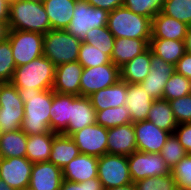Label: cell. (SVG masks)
<instances>
[{"label": "cell", "instance_id": "obj_33", "mask_svg": "<svg viewBox=\"0 0 191 190\" xmlns=\"http://www.w3.org/2000/svg\"><path fill=\"white\" fill-rule=\"evenodd\" d=\"M96 123L106 129L131 123V115L125 105L96 111Z\"/></svg>", "mask_w": 191, "mask_h": 190}, {"label": "cell", "instance_id": "obj_1", "mask_svg": "<svg viewBox=\"0 0 191 190\" xmlns=\"http://www.w3.org/2000/svg\"><path fill=\"white\" fill-rule=\"evenodd\" d=\"M24 102V118L21 129L27 135H38L51 132L50 108L53 100V89L38 90L17 88Z\"/></svg>", "mask_w": 191, "mask_h": 190}, {"label": "cell", "instance_id": "obj_29", "mask_svg": "<svg viewBox=\"0 0 191 190\" xmlns=\"http://www.w3.org/2000/svg\"><path fill=\"white\" fill-rule=\"evenodd\" d=\"M56 132L27 136L26 157L32 163L48 162Z\"/></svg>", "mask_w": 191, "mask_h": 190}, {"label": "cell", "instance_id": "obj_5", "mask_svg": "<svg viewBox=\"0 0 191 190\" xmlns=\"http://www.w3.org/2000/svg\"><path fill=\"white\" fill-rule=\"evenodd\" d=\"M81 43L66 30H50L44 34L43 55L55 66L76 62Z\"/></svg>", "mask_w": 191, "mask_h": 190}, {"label": "cell", "instance_id": "obj_8", "mask_svg": "<svg viewBox=\"0 0 191 190\" xmlns=\"http://www.w3.org/2000/svg\"><path fill=\"white\" fill-rule=\"evenodd\" d=\"M16 67L43 55L44 35L38 32L9 30L8 38Z\"/></svg>", "mask_w": 191, "mask_h": 190}, {"label": "cell", "instance_id": "obj_13", "mask_svg": "<svg viewBox=\"0 0 191 190\" xmlns=\"http://www.w3.org/2000/svg\"><path fill=\"white\" fill-rule=\"evenodd\" d=\"M32 167L27 157H0V178L15 190H27Z\"/></svg>", "mask_w": 191, "mask_h": 190}, {"label": "cell", "instance_id": "obj_15", "mask_svg": "<svg viewBox=\"0 0 191 190\" xmlns=\"http://www.w3.org/2000/svg\"><path fill=\"white\" fill-rule=\"evenodd\" d=\"M137 151L146 153H160L170 132L158 128L147 120L133 123Z\"/></svg>", "mask_w": 191, "mask_h": 190}, {"label": "cell", "instance_id": "obj_36", "mask_svg": "<svg viewBox=\"0 0 191 190\" xmlns=\"http://www.w3.org/2000/svg\"><path fill=\"white\" fill-rule=\"evenodd\" d=\"M83 68L101 66L111 62L110 57L95 46L82 42L77 60Z\"/></svg>", "mask_w": 191, "mask_h": 190}, {"label": "cell", "instance_id": "obj_43", "mask_svg": "<svg viewBox=\"0 0 191 190\" xmlns=\"http://www.w3.org/2000/svg\"><path fill=\"white\" fill-rule=\"evenodd\" d=\"M169 104L178 124L191 123V93L175 100H170Z\"/></svg>", "mask_w": 191, "mask_h": 190}, {"label": "cell", "instance_id": "obj_26", "mask_svg": "<svg viewBox=\"0 0 191 190\" xmlns=\"http://www.w3.org/2000/svg\"><path fill=\"white\" fill-rule=\"evenodd\" d=\"M148 47L149 44L144 39L115 38L110 60L120 69Z\"/></svg>", "mask_w": 191, "mask_h": 190}, {"label": "cell", "instance_id": "obj_7", "mask_svg": "<svg viewBox=\"0 0 191 190\" xmlns=\"http://www.w3.org/2000/svg\"><path fill=\"white\" fill-rule=\"evenodd\" d=\"M24 102L11 82L0 83V130L12 132L21 129Z\"/></svg>", "mask_w": 191, "mask_h": 190}, {"label": "cell", "instance_id": "obj_50", "mask_svg": "<svg viewBox=\"0 0 191 190\" xmlns=\"http://www.w3.org/2000/svg\"><path fill=\"white\" fill-rule=\"evenodd\" d=\"M184 43L186 52L191 54V26L188 28Z\"/></svg>", "mask_w": 191, "mask_h": 190}, {"label": "cell", "instance_id": "obj_42", "mask_svg": "<svg viewBox=\"0 0 191 190\" xmlns=\"http://www.w3.org/2000/svg\"><path fill=\"white\" fill-rule=\"evenodd\" d=\"M171 173L176 186L184 190H191V154L183 157L172 169Z\"/></svg>", "mask_w": 191, "mask_h": 190}, {"label": "cell", "instance_id": "obj_14", "mask_svg": "<svg viewBox=\"0 0 191 190\" xmlns=\"http://www.w3.org/2000/svg\"><path fill=\"white\" fill-rule=\"evenodd\" d=\"M150 72L139 83L154 100L163 98V91L168 79L175 72V65L165 62L151 51Z\"/></svg>", "mask_w": 191, "mask_h": 190}, {"label": "cell", "instance_id": "obj_51", "mask_svg": "<svg viewBox=\"0 0 191 190\" xmlns=\"http://www.w3.org/2000/svg\"><path fill=\"white\" fill-rule=\"evenodd\" d=\"M106 190H136L134 183L128 184V185H123V186H117V187H112Z\"/></svg>", "mask_w": 191, "mask_h": 190}, {"label": "cell", "instance_id": "obj_2", "mask_svg": "<svg viewBox=\"0 0 191 190\" xmlns=\"http://www.w3.org/2000/svg\"><path fill=\"white\" fill-rule=\"evenodd\" d=\"M8 26L10 30H23L45 34L52 30L42 1L16 0L10 2Z\"/></svg>", "mask_w": 191, "mask_h": 190}, {"label": "cell", "instance_id": "obj_19", "mask_svg": "<svg viewBox=\"0 0 191 190\" xmlns=\"http://www.w3.org/2000/svg\"><path fill=\"white\" fill-rule=\"evenodd\" d=\"M96 123V110L89 97L76 96L71 101V118L68 127L61 133L71 136L74 132Z\"/></svg>", "mask_w": 191, "mask_h": 190}, {"label": "cell", "instance_id": "obj_40", "mask_svg": "<svg viewBox=\"0 0 191 190\" xmlns=\"http://www.w3.org/2000/svg\"><path fill=\"white\" fill-rule=\"evenodd\" d=\"M16 69L8 39L0 42V83L11 82Z\"/></svg>", "mask_w": 191, "mask_h": 190}, {"label": "cell", "instance_id": "obj_16", "mask_svg": "<svg viewBox=\"0 0 191 190\" xmlns=\"http://www.w3.org/2000/svg\"><path fill=\"white\" fill-rule=\"evenodd\" d=\"M62 169L51 162L33 163L27 190H60Z\"/></svg>", "mask_w": 191, "mask_h": 190}, {"label": "cell", "instance_id": "obj_21", "mask_svg": "<svg viewBox=\"0 0 191 190\" xmlns=\"http://www.w3.org/2000/svg\"><path fill=\"white\" fill-rule=\"evenodd\" d=\"M125 106L131 115V122L147 120L150 107L154 101L149 93L138 83H127Z\"/></svg>", "mask_w": 191, "mask_h": 190}, {"label": "cell", "instance_id": "obj_18", "mask_svg": "<svg viewBox=\"0 0 191 190\" xmlns=\"http://www.w3.org/2000/svg\"><path fill=\"white\" fill-rule=\"evenodd\" d=\"M137 151L133 123L108 129L107 153L129 156Z\"/></svg>", "mask_w": 191, "mask_h": 190}, {"label": "cell", "instance_id": "obj_4", "mask_svg": "<svg viewBox=\"0 0 191 190\" xmlns=\"http://www.w3.org/2000/svg\"><path fill=\"white\" fill-rule=\"evenodd\" d=\"M56 66L44 55L16 67L11 83L16 88L50 90L53 87Z\"/></svg>", "mask_w": 191, "mask_h": 190}, {"label": "cell", "instance_id": "obj_17", "mask_svg": "<svg viewBox=\"0 0 191 190\" xmlns=\"http://www.w3.org/2000/svg\"><path fill=\"white\" fill-rule=\"evenodd\" d=\"M83 66L78 62L63 63L56 66L53 91L80 96V81Z\"/></svg>", "mask_w": 191, "mask_h": 190}, {"label": "cell", "instance_id": "obj_49", "mask_svg": "<svg viewBox=\"0 0 191 190\" xmlns=\"http://www.w3.org/2000/svg\"><path fill=\"white\" fill-rule=\"evenodd\" d=\"M9 30L8 22H0V42L8 38Z\"/></svg>", "mask_w": 191, "mask_h": 190}, {"label": "cell", "instance_id": "obj_24", "mask_svg": "<svg viewBox=\"0 0 191 190\" xmlns=\"http://www.w3.org/2000/svg\"><path fill=\"white\" fill-rule=\"evenodd\" d=\"M77 0H42L52 30H65L73 17Z\"/></svg>", "mask_w": 191, "mask_h": 190}, {"label": "cell", "instance_id": "obj_30", "mask_svg": "<svg viewBox=\"0 0 191 190\" xmlns=\"http://www.w3.org/2000/svg\"><path fill=\"white\" fill-rule=\"evenodd\" d=\"M149 47L154 55L172 65L186 53L184 41L173 39L151 38Z\"/></svg>", "mask_w": 191, "mask_h": 190}, {"label": "cell", "instance_id": "obj_3", "mask_svg": "<svg viewBox=\"0 0 191 190\" xmlns=\"http://www.w3.org/2000/svg\"><path fill=\"white\" fill-rule=\"evenodd\" d=\"M152 20L121 6L109 12L107 28L115 38L151 39Z\"/></svg>", "mask_w": 191, "mask_h": 190}, {"label": "cell", "instance_id": "obj_31", "mask_svg": "<svg viewBox=\"0 0 191 190\" xmlns=\"http://www.w3.org/2000/svg\"><path fill=\"white\" fill-rule=\"evenodd\" d=\"M27 136L22 129L2 133L0 138V157H26Z\"/></svg>", "mask_w": 191, "mask_h": 190}, {"label": "cell", "instance_id": "obj_48", "mask_svg": "<svg viewBox=\"0 0 191 190\" xmlns=\"http://www.w3.org/2000/svg\"><path fill=\"white\" fill-rule=\"evenodd\" d=\"M10 0H0V22H8Z\"/></svg>", "mask_w": 191, "mask_h": 190}, {"label": "cell", "instance_id": "obj_53", "mask_svg": "<svg viewBox=\"0 0 191 190\" xmlns=\"http://www.w3.org/2000/svg\"><path fill=\"white\" fill-rule=\"evenodd\" d=\"M173 190H184V189H181L180 187H176Z\"/></svg>", "mask_w": 191, "mask_h": 190}, {"label": "cell", "instance_id": "obj_9", "mask_svg": "<svg viewBox=\"0 0 191 190\" xmlns=\"http://www.w3.org/2000/svg\"><path fill=\"white\" fill-rule=\"evenodd\" d=\"M98 179L104 190L133 183L127 156L104 154L98 158Z\"/></svg>", "mask_w": 191, "mask_h": 190}, {"label": "cell", "instance_id": "obj_27", "mask_svg": "<svg viewBox=\"0 0 191 190\" xmlns=\"http://www.w3.org/2000/svg\"><path fill=\"white\" fill-rule=\"evenodd\" d=\"M150 62L151 49L148 47L120 68V79L130 84L141 83L150 72Z\"/></svg>", "mask_w": 191, "mask_h": 190}, {"label": "cell", "instance_id": "obj_38", "mask_svg": "<svg viewBox=\"0 0 191 190\" xmlns=\"http://www.w3.org/2000/svg\"><path fill=\"white\" fill-rule=\"evenodd\" d=\"M162 13L191 26V0H165Z\"/></svg>", "mask_w": 191, "mask_h": 190}, {"label": "cell", "instance_id": "obj_23", "mask_svg": "<svg viewBox=\"0 0 191 190\" xmlns=\"http://www.w3.org/2000/svg\"><path fill=\"white\" fill-rule=\"evenodd\" d=\"M127 95V83L118 80L110 87L101 89L89 96L92 106L96 111L125 105Z\"/></svg>", "mask_w": 191, "mask_h": 190}, {"label": "cell", "instance_id": "obj_12", "mask_svg": "<svg viewBox=\"0 0 191 190\" xmlns=\"http://www.w3.org/2000/svg\"><path fill=\"white\" fill-rule=\"evenodd\" d=\"M108 129L95 123L74 132L70 137L77 145L80 154L100 157L107 153Z\"/></svg>", "mask_w": 191, "mask_h": 190}, {"label": "cell", "instance_id": "obj_11", "mask_svg": "<svg viewBox=\"0 0 191 190\" xmlns=\"http://www.w3.org/2000/svg\"><path fill=\"white\" fill-rule=\"evenodd\" d=\"M132 182L147 178L164 176L171 173L160 153L135 151L127 156Z\"/></svg>", "mask_w": 191, "mask_h": 190}, {"label": "cell", "instance_id": "obj_34", "mask_svg": "<svg viewBox=\"0 0 191 190\" xmlns=\"http://www.w3.org/2000/svg\"><path fill=\"white\" fill-rule=\"evenodd\" d=\"M114 41V35L109 31L107 26H104L89 30L83 42L95 46L99 50L106 53L109 57H111Z\"/></svg>", "mask_w": 191, "mask_h": 190}, {"label": "cell", "instance_id": "obj_45", "mask_svg": "<svg viewBox=\"0 0 191 190\" xmlns=\"http://www.w3.org/2000/svg\"><path fill=\"white\" fill-rule=\"evenodd\" d=\"M175 136L188 154H191V123L178 124L175 131Z\"/></svg>", "mask_w": 191, "mask_h": 190}, {"label": "cell", "instance_id": "obj_25", "mask_svg": "<svg viewBox=\"0 0 191 190\" xmlns=\"http://www.w3.org/2000/svg\"><path fill=\"white\" fill-rule=\"evenodd\" d=\"M76 95L62 94L53 91L52 106L50 108L51 131L62 133L67 127L71 118V101Z\"/></svg>", "mask_w": 191, "mask_h": 190}, {"label": "cell", "instance_id": "obj_32", "mask_svg": "<svg viewBox=\"0 0 191 190\" xmlns=\"http://www.w3.org/2000/svg\"><path fill=\"white\" fill-rule=\"evenodd\" d=\"M147 121L154 123L158 128L174 133L176 122L169 101L164 99L154 100L148 114Z\"/></svg>", "mask_w": 191, "mask_h": 190}, {"label": "cell", "instance_id": "obj_41", "mask_svg": "<svg viewBox=\"0 0 191 190\" xmlns=\"http://www.w3.org/2000/svg\"><path fill=\"white\" fill-rule=\"evenodd\" d=\"M136 190H173L176 181L172 173L164 176L147 177L134 182Z\"/></svg>", "mask_w": 191, "mask_h": 190}, {"label": "cell", "instance_id": "obj_37", "mask_svg": "<svg viewBox=\"0 0 191 190\" xmlns=\"http://www.w3.org/2000/svg\"><path fill=\"white\" fill-rule=\"evenodd\" d=\"M165 0H124V7L141 16L152 20L159 12H162Z\"/></svg>", "mask_w": 191, "mask_h": 190}, {"label": "cell", "instance_id": "obj_22", "mask_svg": "<svg viewBox=\"0 0 191 190\" xmlns=\"http://www.w3.org/2000/svg\"><path fill=\"white\" fill-rule=\"evenodd\" d=\"M189 25L159 12L152 18L151 38L184 41Z\"/></svg>", "mask_w": 191, "mask_h": 190}, {"label": "cell", "instance_id": "obj_46", "mask_svg": "<svg viewBox=\"0 0 191 190\" xmlns=\"http://www.w3.org/2000/svg\"><path fill=\"white\" fill-rule=\"evenodd\" d=\"M175 72L191 80V54L185 53L175 64Z\"/></svg>", "mask_w": 191, "mask_h": 190}, {"label": "cell", "instance_id": "obj_20", "mask_svg": "<svg viewBox=\"0 0 191 190\" xmlns=\"http://www.w3.org/2000/svg\"><path fill=\"white\" fill-rule=\"evenodd\" d=\"M64 180L85 182L98 178V157L79 154L62 168Z\"/></svg>", "mask_w": 191, "mask_h": 190}, {"label": "cell", "instance_id": "obj_28", "mask_svg": "<svg viewBox=\"0 0 191 190\" xmlns=\"http://www.w3.org/2000/svg\"><path fill=\"white\" fill-rule=\"evenodd\" d=\"M79 154V149L73 139L70 136L58 133L53 138L48 162H51L62 169Z\"/></svg>", "mask_w": 191, "mask_h": 190}, {"label": "cell", "instance_id": "obj_6", "mask_svg": "<svg viewBox=\"0 0 191 190\" xmlns=\"http://www.w3.org/2000/svg\"><path fill=\"white\" fill-rule=\"evenodd\" d=\"M108 15L107 10L92 6L87 0H77L73 17L65 30L83 42L89 30L107 26Z\"/></svg>", "mask_w": 191, "mask_h": 190}, {"label": "cell", "instance_id": "obj_44", "mask_svg": "<svg viewBox=\"0 0 191 190\" xmlns=\"http://www.w3.org/2000/svg\"><path fill=\"white\" fill-rule=\"evenodd\" d=\"M60 190H104V188L98 178H93L81 183L63 180Z\"/></svg>", "mask_w": 191, "mask_h": 190}, {"label": "cell", "instance_id": "obj_35", "mask_svg": "<svg viewBox=\"0 0 191 190\" xmlns=\"http://www.w3.org/2000/svg\"><path fill=\"white\" fill-rule=\"evenodd\" d=\"M191 93V80L174 72L168 79L164 91V100L170 101Z\"/></svg>", "mask_w": 191, "mask_h": 190}, {"label": "cell", "instance_id": "obj_47", "mask_svg": "<svg viewBox=\"0 0 191 190\" xmlns=\"http://www.w3.org/2000/svg\"><path fill=\"white\" fill-rule=\"evenodd\" d=\"M123 1L124 0H87L90 5L107 10L108 12L121 7L123 5Z\"/></svg>", "mask_w": 191, "mask_h": 190}, {"label": "cell", "instance_id": "obj_52", "mask_svg": "<svg viewBox=\"0 0 191 190\" xmlns=\"http://www.w3.org/2000/svg\"><path fill=\"white\" fill-rule=\"evenodd\" d=\"M0 190H15L0 178Z\"/></svg>", "mask_w": 191, "mask_h": 190}, {"label": "cell", "instance_id": "obj_10", "mask_svg": "<svg viewBox=\"0 0 191 190\" xmlns=\"http://www.w3.org/2000/svg\"><path fill=\"white\" fill-rule=\"evenodd\" d=\"M120 80V69L113 63L83 68L80 81V96L89 97L93 93L110 87Z\"/></svg>", "mask_w": 191, "mask_h": 190}, {"label": "cell", "instance_id": "obj_39", "mask_svg": "<svg viewBox=\"0 0 191 190\" xmlns=\"http://www.w3.org/2000/svg\"><path fill=\"white\" fill-rule=\"evenodd\" d=\"M188 153L185 151L175 134H170L167 138L160 155L165 163L172 169Z\"/></svg>", "mask_w": 191, "mask_h": 190}]
</instances>
